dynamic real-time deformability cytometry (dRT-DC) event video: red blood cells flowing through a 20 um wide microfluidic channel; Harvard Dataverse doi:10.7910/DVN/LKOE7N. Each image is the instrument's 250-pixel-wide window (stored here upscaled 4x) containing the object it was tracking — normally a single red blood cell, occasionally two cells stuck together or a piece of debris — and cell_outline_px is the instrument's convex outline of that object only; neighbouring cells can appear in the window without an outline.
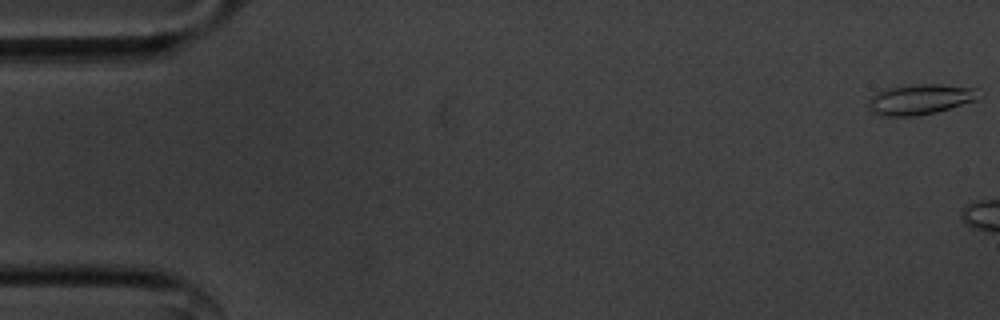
{"species": "common noctule bat (a hibernating species)", "species_latin": "Nyctalus noctula", "temperature_condition": "cold", "stored_images_in_passage": 6, "camera_frame_rate_fps": 3000, "um_per_image_px": 0.085, "animal": {"sex": "male", "body_mass_g": 20.1, "forearm_length_mm": 53.5}, "frame": {"image": 1, "passage_image": 1, "time_ms": 0.0, "image_size_px": [1000, 320], "cell_outline_px": [[984, 96], [976, 100], [936, 112], [912, 116], [880, 116], [872, 112], [868, 108], [868, 100], [876, 92], [884, 88], [920, 84], [936, 84], [976, 88]], "centroid_in_image_um": [78.21, 8.44], "position_along_channel_um": 6.8, "area_um2": 19.65}}